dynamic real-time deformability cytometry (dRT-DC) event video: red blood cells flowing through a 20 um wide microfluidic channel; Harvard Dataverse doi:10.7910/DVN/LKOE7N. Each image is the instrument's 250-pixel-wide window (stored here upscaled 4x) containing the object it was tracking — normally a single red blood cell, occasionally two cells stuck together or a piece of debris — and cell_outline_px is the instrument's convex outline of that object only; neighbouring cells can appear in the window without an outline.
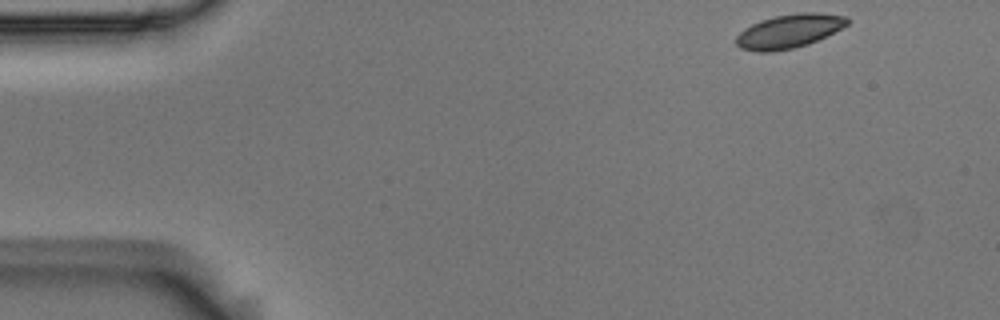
{"species": "Egyptian fruit bat (a non-hibernating species)", "species_latin": "Rousettus aegyptiacus", "temperature_condition": "room temperature", "stored_images_in_passage": 12, "camera_frame_rate_fps": 3000, "um_per_image_px": 0.085, "animal": {"sex": "male"}, "frame": {"image": 1, "passage_image": 1, "time_ms": 0.0, "image_size_px": [1000, 320], "cell_outline_px": [[852, 20], [848, 24], [808, 44], [792, 48], [772, 52], [756, 52], [740, 48], [736, 44], [736, 36], [744, 28], [760, 20], [776, 16], [800, 12], [816, 12], [848, 16]], "centroid_in_image_um": [67.06, 2.64], "position_along_channel_um": 17.9, "area_um2": 21.85}}
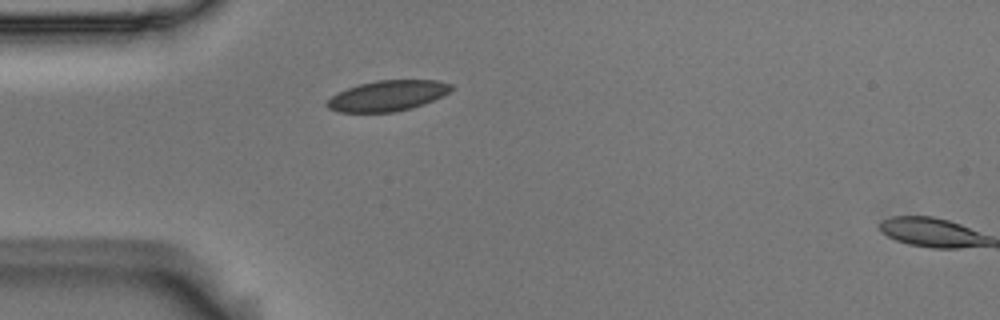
{"frame": {"image": 2, "passage_image": 11, "time_ms": 3.333, "image_size_px": [1000, 320], "cell_outline_px": [[452, 88], [448, 92], [424, 104], [412, 108], [396, 112], [340, 112], [328, 108], [324, 104], [332, 96], [348, 88], [360, 84], [376, 80], [436, 80], [452, 84]], "centroid_in_image_um": [32.93, 8.14], "position_along_channel_um": 52.1, "area_um2": 21.91}}